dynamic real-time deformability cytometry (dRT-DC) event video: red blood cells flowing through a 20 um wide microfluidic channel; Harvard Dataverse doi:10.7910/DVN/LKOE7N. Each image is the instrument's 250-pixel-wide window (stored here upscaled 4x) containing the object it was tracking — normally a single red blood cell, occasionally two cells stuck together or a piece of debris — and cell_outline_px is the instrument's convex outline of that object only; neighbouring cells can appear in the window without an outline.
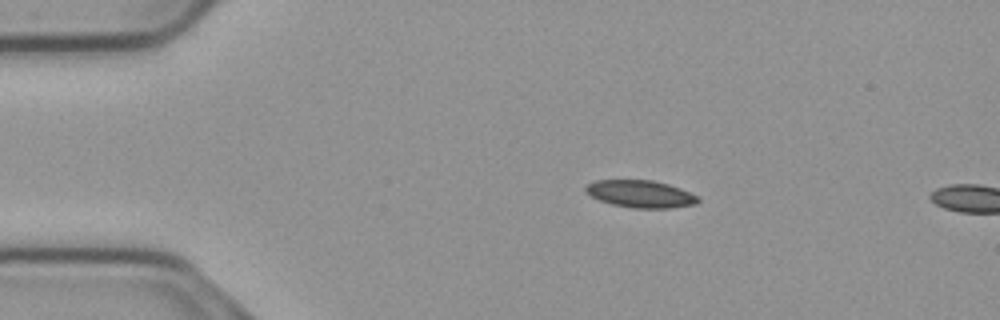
{"species": "common noctule bat (a hibernating species)", "species_latin": "Nyctalus noctula", "temperature_condition": "cold", "stored_images_in_passage": 4, "camera_frame_rate_fps": 3000, "um_per_image_px": 0.085, "animal": {"sex": "male", "body_mass_g": 23.1, "forearm_length_mm": 52.7}, "frame": {"image": 1, "passage_image": 1, "time_ms": 0.0, "image_size_px": [1000, 320], "cell_outline_px": [[700, 200], [696, 204], [668, 208], [632, 208], [612, 204], [600, 200], [584, 192], [584, 188], [588, 184], [596, 180], [652, 180], [668, 184], [680, 188], [696, 196]], "centroid_in_image_um": [54.42, 16.48], "position_along_channel_um": 30.6, "area_um2": 17.74}}